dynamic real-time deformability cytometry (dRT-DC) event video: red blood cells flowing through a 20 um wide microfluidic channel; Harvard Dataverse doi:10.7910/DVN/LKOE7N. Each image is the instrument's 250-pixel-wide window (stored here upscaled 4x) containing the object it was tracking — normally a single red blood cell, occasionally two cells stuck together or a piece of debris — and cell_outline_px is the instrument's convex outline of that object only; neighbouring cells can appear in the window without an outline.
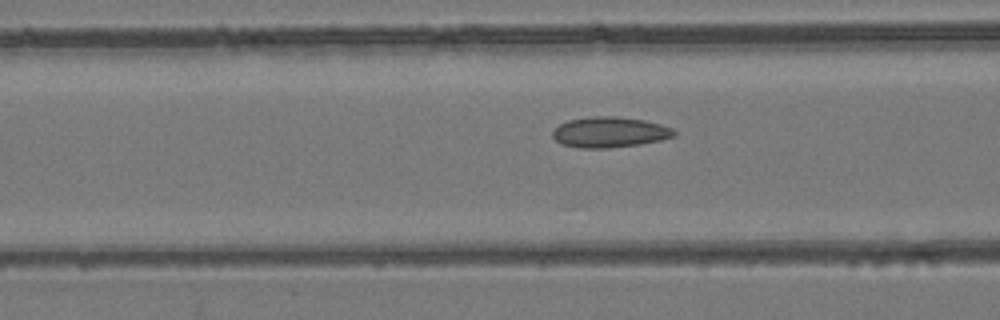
{"species": "common noctule bat (a hibernating species)", "species_latin": "Nyctalus noctula", "temperature_condition": "room temperature", "stored_images_in_passage": 31, "camera_frame_rate_fps": 3000, "um_per_image_px": 0.085, "animal": {"sex": "female", "body_mass_g": 24.6, "forearm_length_mm": 56.2}, "frame": {"image": 1, "passage_image": 22, "time_ms": 7.0, "image_size_px": [1000, 320], "cell_outline_px": [[676, 136], [660, 140], [640, 144], [608, 148], [580, 148], [564, 144], [556, 140], [552, 136], [552, 132], [560, 124], [568, 120], [592, 116], [616, 116], [644, 120], [660, 124], [672, 128], [676, 132]], "centroid_in_image_um": [51.84, 11.23], "position_along_channel_um": 114.8, "area_um2": 21.56}}
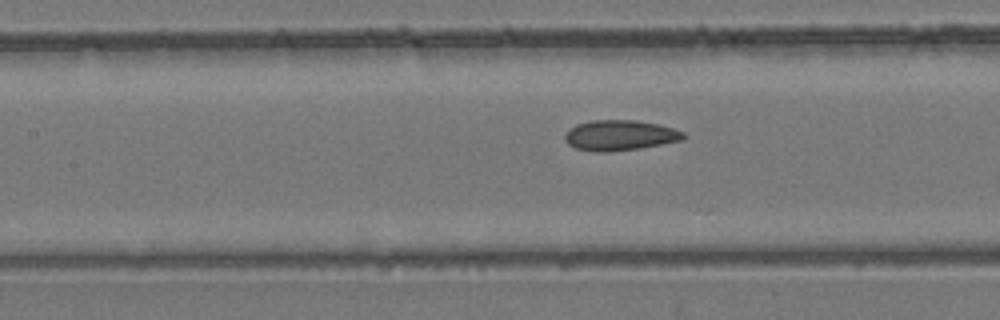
{"frame": {"image": 2, "passage_image": 25, "time_ms": 8.0, "image_size_px": [1000, 320], "cell_outline_px": [[684, 136], [680, 140], [640, 148], [608, 152], [596, 152], [576, 148], [568, 144], [564, 140], [564, 136], [576, 124], [592, 120], [636, 120], [660, 124], [684, 132]], "centroid_in_image_um": [52.67, 11.5], "position_along_channel_um": 154.7, "area_um2": 20.81}}
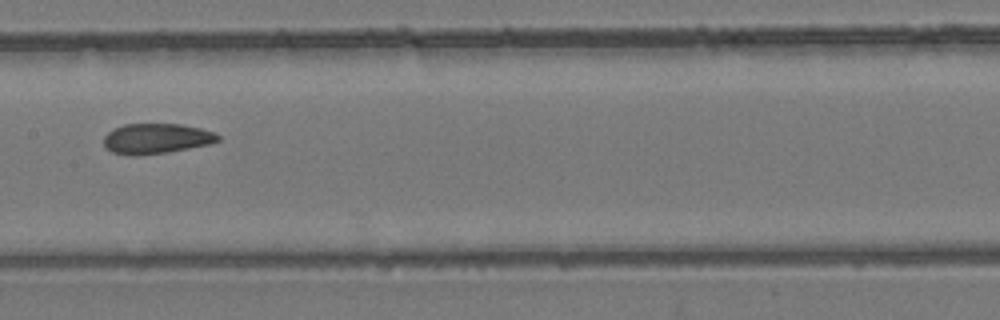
{"frame": {"image": 3, "passage_image": 28, "time_ms": 9.0, "image_size_px": [1000, 320], "cell_outline_px": [[220, 140], [208, 144], [188, 148], [164, 152], [136, 156], [132, 156], [112, 152], [104, 144], [104, 136], [108, 132], [124, 124], [180, 124], [200, 128], [212, 132], [220, 136]], "centroid_in_image_um": [13.27, 11.78], "position_along_channel_um": 194.1, "area_um2": 19.83}}